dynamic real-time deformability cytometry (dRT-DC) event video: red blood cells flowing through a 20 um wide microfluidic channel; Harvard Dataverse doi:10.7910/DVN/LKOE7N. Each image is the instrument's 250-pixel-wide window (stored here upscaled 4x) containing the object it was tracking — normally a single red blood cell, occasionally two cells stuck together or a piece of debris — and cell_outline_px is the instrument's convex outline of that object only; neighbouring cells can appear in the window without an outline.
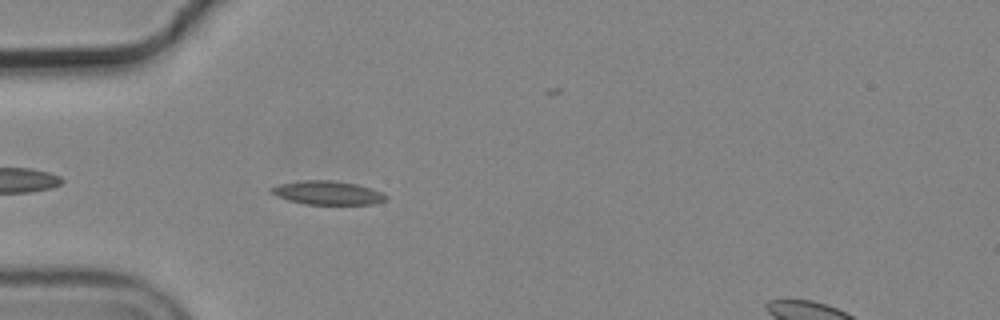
{"species": "common noctule bat (a hibernating species)", "species_latin": "Nyctalus noctula", "temperature_condition": "cold", "stored_images_in_passage": 40, "camera_frame_rate_fps": 3000, "um_per_image_px": 0.085, "animal": {"sex": "male", "body_mass_g": 19.2, "forearm_length_mm": 51.8}, "frame": {"image": 1, "passage_image": 1, "time_ms": 0.0, "image_size_px": [1000, 320], "cell_outline_px": [[388, 200], [372, 204], [304, 204], [288, 200], [276, 196], [268, 192], [268, 188], [280, 184], [304, 180], [332, 180], [356, 184], [380, 192], [388, 196]], "centroid_in_image_um": [27.79, 16.39], "position_along_channel_um": 57.2, "area_um2": 15.84}}
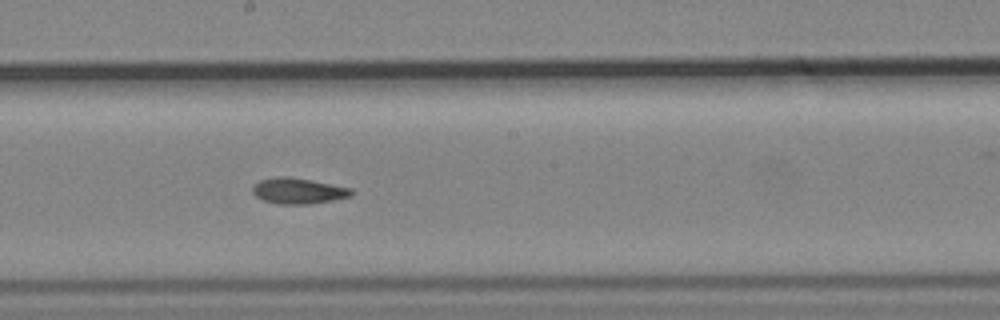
{"frame": {"image": 2, "passage_image": 15, "time_ms": 4.667, "image_size_px": [1000, 320], "cell_outline_px": [[352, 196], [332, 200], [308, 204], [276, 204], [264, 200], [256, 196], [252, 192], [252, 188], [260, 180], [280, 176], [284, 176], [308, 180], [352, 188]], "centroid_in_image_um": [25.34, 16.24], "position_along_channel_um": 222.9, "area_um2": 14.57}}
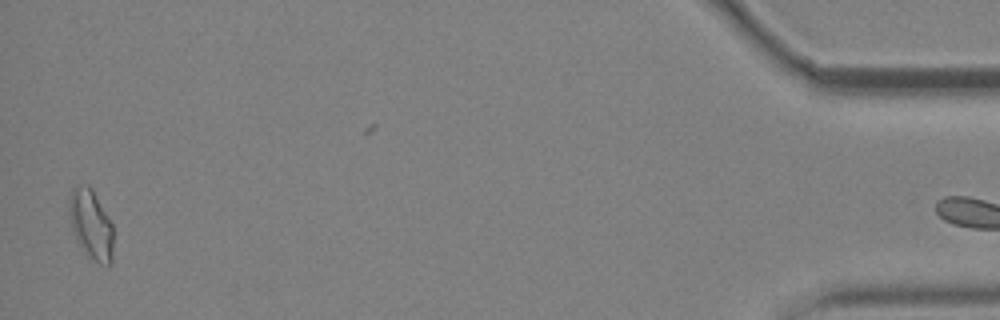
{"frame": {"image": 3, "passage_image": 39, "time_ms": 12.667, "image_size_px": [1000, 320], "cell_outline_px": [[112, 264], [100, 264], [88, 256], [84, 252], [76, 240], [72, 228], [68, 212], [68, 204], [72, 188], [80, 184], [88, 184], [92, 188], [112, 224]], "centroid_in_image_um": [7.71, 19.06], "position_along_channel_um": 427.5, "area_um2": 17.92}}